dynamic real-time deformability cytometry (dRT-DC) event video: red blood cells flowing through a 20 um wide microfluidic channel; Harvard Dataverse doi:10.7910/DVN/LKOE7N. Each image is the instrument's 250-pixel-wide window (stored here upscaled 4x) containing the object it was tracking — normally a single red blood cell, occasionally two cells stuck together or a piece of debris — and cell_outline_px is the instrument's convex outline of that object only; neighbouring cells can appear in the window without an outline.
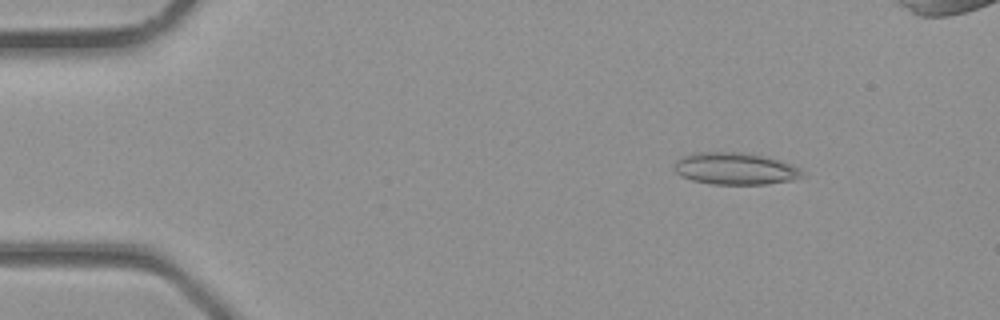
{"species": "common noctule bat (a hibernating species)", "species_latin": "Nyctalus noctula", "temperature_condition": "room temperature", "stored_images_in_passage": 3, "camera_frame_rate_fps": 3000, "um_per_image_px": 0.085, "animal": {"sex": "male", "body_mass_g": 23.1, "forearm_length_mm": 52.7}, "frame": {"image": 1, "passage_image": 1, "time_ms": 0.0, "image_size_px": [1000, 320], "cell_outline_px": [[804, 176], [792, 180], [768, 184], [712, 184], [692, 180], [680, 176], [676, 172], [676, 160], [684, 156], [696, 152], [740, 152], [760, 156], [776, 160], [800, 168], [804, 172]], "centroid_in_image_um": [62.48, 14.35], "position_along_channel_um": 22.5, "area_um2": 23.52}}